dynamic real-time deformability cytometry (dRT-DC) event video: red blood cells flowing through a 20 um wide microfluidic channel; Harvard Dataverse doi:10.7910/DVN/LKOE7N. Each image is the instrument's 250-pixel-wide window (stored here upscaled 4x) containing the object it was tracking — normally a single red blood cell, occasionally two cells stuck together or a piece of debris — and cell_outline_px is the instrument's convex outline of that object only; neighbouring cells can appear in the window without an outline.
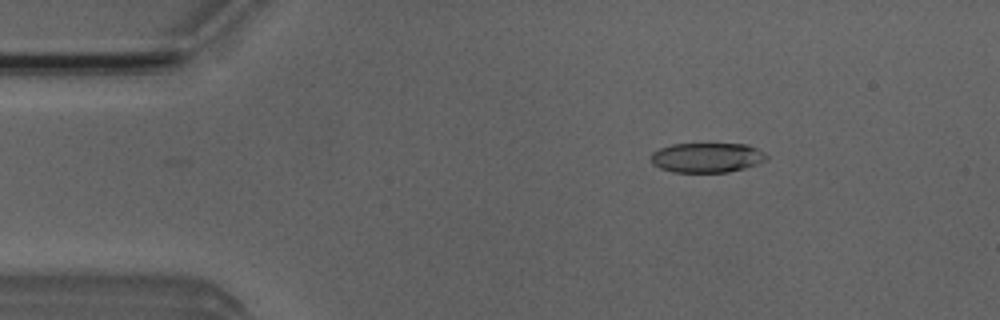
{"species": "Egyptian fruit bat (a non-hibernating species)", "species_latin": "Rousettus aegyptiacus", "temperature_condition": "room temperature", "stored_images_in_passage": 3, "camera_frame_rate_fps": 3000, "um_per_image_px": 0.085, "animal": {"sex": "male"}, "frame": {"image": 1, "passage_image": 1, "time_ms": 0.0, "image_size_px": [1000, 320], "cell_outline_px": [[768, 160], [744, 168], [728, 172], [672, 172], [660, 168], [652, 164], [652, 152], [660, 148], [672, 144], [748, 144], [764, 152], [768, 156]], "centroid_in_image_um": [60.1, 13.39], "position_along_channel_um": 24.9, "area_um2": 20.06}}